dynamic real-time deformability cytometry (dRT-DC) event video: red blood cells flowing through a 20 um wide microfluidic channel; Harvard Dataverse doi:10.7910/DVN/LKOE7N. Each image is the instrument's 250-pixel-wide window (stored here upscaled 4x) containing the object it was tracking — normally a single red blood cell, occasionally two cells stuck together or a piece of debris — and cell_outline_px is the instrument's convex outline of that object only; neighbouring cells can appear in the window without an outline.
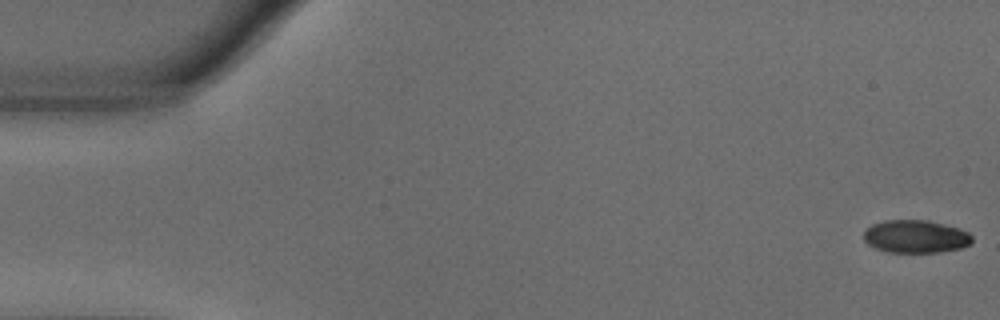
{"species": "common noctule bat (a hibernating species)", "species_latin": "Nyctalus noctula", "temperature_condition": "warm", "stored_images_in_passage": 55, "camera_frame_rate_fps": 3000, "um_per_image_px": 0.085, "animal": {"sex": "male", "body_mass_g": 18.8}, "frame": {"image": 1, "passage_image": 1, "time_ms": 0.0, "image_size_px": [1000, 320], "cell_outline_px": [[972, 244], [960, 248], [940, 252], [888, 252], [876, 248], [868, 244], [864, 240], [864, 228], [872, 224], [884, 220], [928, 220], [960, 228], [968, 232], [972, 236]], "centroid_in_image_um": [77.83, 20.09], "position_along_channel_um": 7.2, "area_um2": 20.92}}
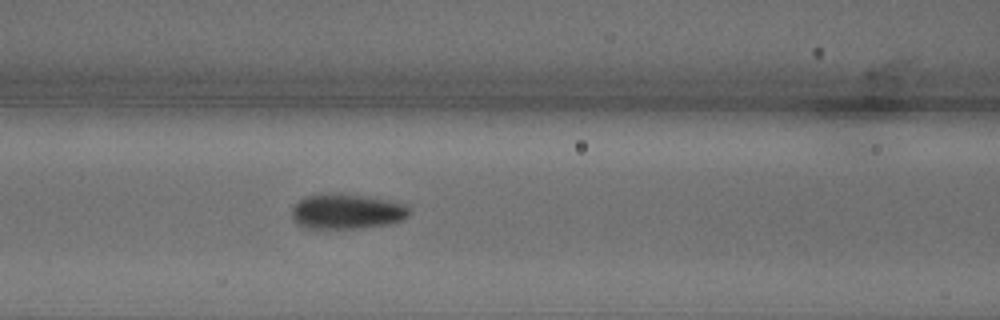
{"frame": {"image": 2, "passage_image": 23, "time_ms": 7.333, "image_size_px": [1000, 320], "cell_outline_px": [[408, 216], [404, 220], [388, 224], [356, 228], [304, 228], [292, 216], [292, 208], [304, 196], [328, 192], [360, 196], [388, 200], [408, 204]], "centroid_in_image_um": [29.48, 17.96], "position_along_channel_um": 137.1, "area_um2": 23.87}}
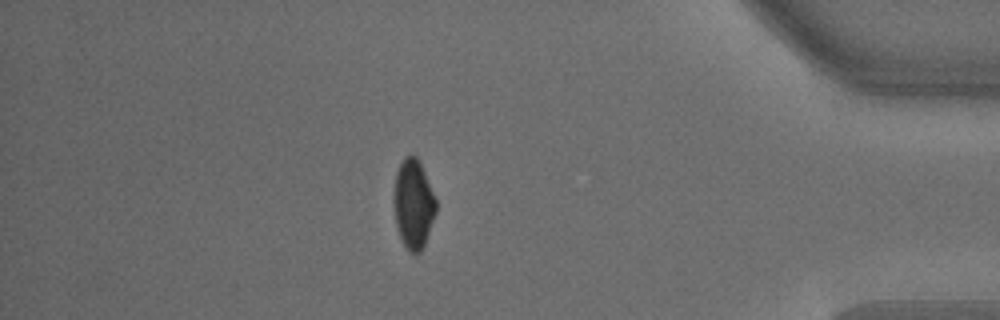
{"frame": {"image": 3, "passage_image": 48, "time_ms": 15.667, "image_size_px": [1000, 320], "cell_outline_px": [[436, 212], [424, 244], [420, 252], [412, 252], [404, 244], [400, 236], [396, 224], [396, 172], [404, 156], [416, 156], [420, 160], [436, 200]], "centroid_in_image_um": [35.18, 17.3], "position_along_channel_um": 400.0, "area_um2": 21.04}, "authors_computed_cell_mechanics": {"area_um2": 22.6576, "velocity_mm_per_s": 3.6276, "shape_relaxation_time_tau1_ms": 3.2727, "shape_relaxation_time_tau2_ms": 0.7414, "deformation_change_tau1": 0.1309, "deformation_change_tau2": 0.0467}}